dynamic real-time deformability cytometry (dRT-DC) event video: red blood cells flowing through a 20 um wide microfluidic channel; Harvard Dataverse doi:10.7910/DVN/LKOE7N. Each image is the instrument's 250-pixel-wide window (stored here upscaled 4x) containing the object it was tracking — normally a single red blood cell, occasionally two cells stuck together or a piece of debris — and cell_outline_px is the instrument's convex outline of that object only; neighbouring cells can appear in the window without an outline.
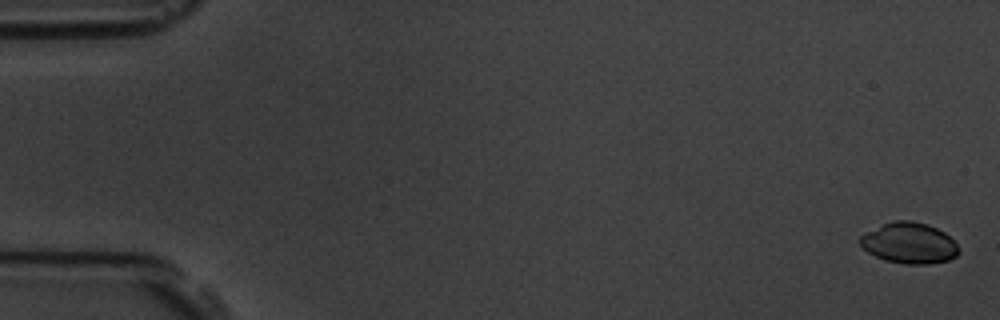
{"species": "common noctule bat (a hibernating species)", "species_latin": "Nyctalus noctula", "temperature_condition": "room temperature", "stored_images_in_passage": 9, "camera_frame_rate_fps": 3000, "um_per_image_px": 0.085, "animal": {"sex": "male", "body_mass_g": 19.5, "forearm_length_mm": 54.6}, "frame": {"image": 1, "passage_image": 1, "time_ms": 0.0, "image_size_px": [1000, 320], "cell_outline_px": [[960, 252], [956, 256], [948, 260], [928, 264], [904, 264], [884, 260], [868, 252], [860, 244], [860, 236], [892, 220], [912, 220], [928, 224], [944, 232], [960, 248]], "centroid_in_image_um": [77.31, 20.66], "position_along_channel_um": 7.7, "area_um2": 23.41}}
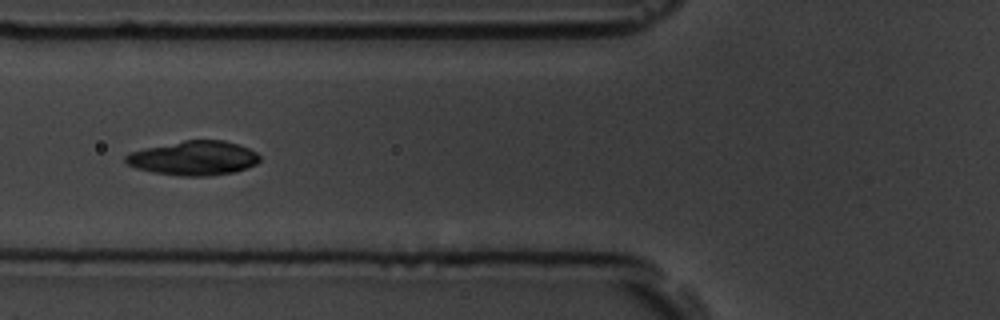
{"frame": {"image": 2, "passage_image": 6, "time_ms": 6.667, "image_size_px": [1000, 320], "cell_outline_px": [[260, 160], [256, 164], [236, 172], [208, 176], [180, 176], [152, 172], [136, 168], [128, 164], [124, 160], [124, 156], [128, 152], [144, 148], [184, 140], [224, 140], [248, 148], [256, 152], [260, 156]], "centroid_in_image_um": [16.45, 13.44], "position_along_channel_um": 109.4, "area_um2": 26.93}}
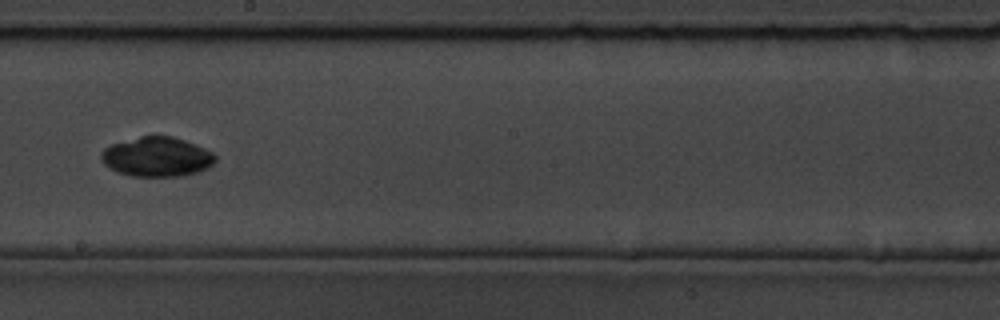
{"frame": {"image": 3, "passage_image": 9, "time_ms": 10.0, "image_size_px": [1000, 320], "cell_outline_px": [[216, 160], [208, 168], [184, 176], [132, 176], [116, 172], [104, 164], [100, 160], [100, 152], [104, 148], [112, 144], [140, 136], [172, 136], [196, 144], [212, 152], [216, 156]], "centroid_in_image_um": [13.32, 13.33], "position_along_channel_um": 234.9, "area_um2": 26.41}}